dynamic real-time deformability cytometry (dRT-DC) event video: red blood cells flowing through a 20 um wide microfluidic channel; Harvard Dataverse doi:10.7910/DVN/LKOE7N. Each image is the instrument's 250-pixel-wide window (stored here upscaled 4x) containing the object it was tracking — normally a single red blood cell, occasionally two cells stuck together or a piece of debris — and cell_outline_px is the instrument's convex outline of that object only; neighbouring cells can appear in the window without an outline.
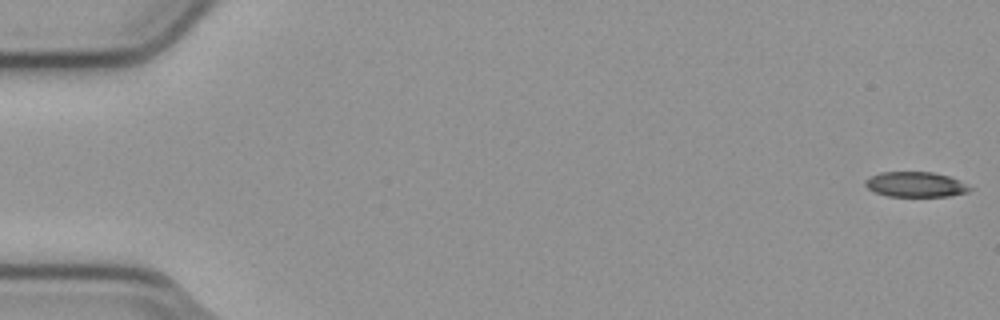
{"species": "common noctule bat (a hibernating species)", "species_latin": "Nyctalus noctula", "temperature_condition": "cold", "stored_images_in_passage": 54, "camera_frame_rate_fps": 3000, "um_per_image_px": 0.085, "animal": {"sex": "male", "body_mass_g": 23.1, "forearm_length_mm": 52.7}, "frame": {"image": 1, "passage_image": 1, "time_ms": 0.0, "image_size_px": [1000, 320], "cell_outline_px": [[972, 188], [968, 192], [948, 196], [888, 196], [876, 192], [868, 188], [864, 184], [864, 180], [880, 172], [932, 172], [948, 176], [960, 180]], "centroid_in_image_um": [77.82, 15.67], "position_along_channel_um": 7.2, "area_um2": 15.2}}
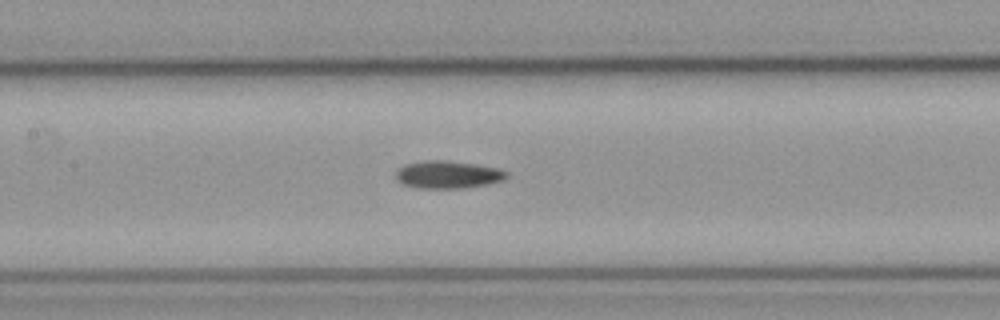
{"frame": {"image": 2, "passage_image": 26, "time_ms": 8.333, "image_size_px": [1000, 320], "cell_outline_px": [[508, 176], [500, 180], [484, 184], [460, 188], [416, 188], [404, 184], [396, 180], [396, 172], [404, 164], [424, 160], [448, 160], [476, 164], [496, 168], [508, 172]], "centroid_in_image_um": [38.01, 14.83], "position_along_channel_um": 169.4, "area_um2": 17.63}}
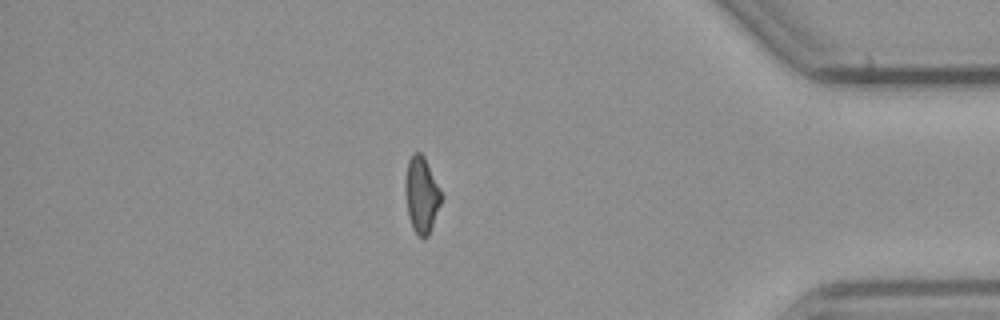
{"frame": {"image": 3, "passage_image": 47, "time_ms": 15.333, "image_size_px": [1000, 320], "cell_outline_px": [[444, 196], [428, 236], [424, 240], [412, 228], [408, 216], [404, 192], [404, 184], [408, 160], [412, 152], [420, 152], [424, 156]], "centroid_in_image_um": [35.83, 16.55], "position_along_channel_um": 399.4, "area_um2": 16.3}}